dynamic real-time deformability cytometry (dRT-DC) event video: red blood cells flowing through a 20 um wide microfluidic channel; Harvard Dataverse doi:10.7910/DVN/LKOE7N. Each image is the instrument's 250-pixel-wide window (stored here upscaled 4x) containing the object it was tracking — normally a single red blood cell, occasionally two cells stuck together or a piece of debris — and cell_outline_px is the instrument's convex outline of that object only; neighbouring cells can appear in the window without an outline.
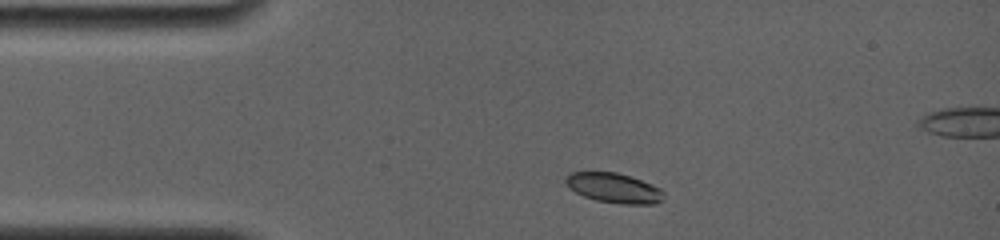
{"species": "common noctule bat (a hibernating species)", "species_latin": "Nyctalus noctula", "temperature_condition": "room temperature", "stored_images_in_passage": 2, "camera_frame_rate_fps": 4000, "um_per_image_px": 0.085, "animal": {"sex": "female", "body_mass_g": 19.0, "forearm_length_mm": 56.7}, "frame": {"image": 1, "passage_image": 1, "time_ms": 0.0, "image_size_px": [1000, 240], "cell_outline_px": [[664, 200], [656, 204], [620, 204], [596, 200], [584, 196], [568, 188], [564, 184], [564, 176], [568, 172], [616, 172], [652, 184], [660, 188], [664, 192]], "centroid_in_image_um": [52.15, 15.98], "position_along_channel_um": 32.8, "area_um2": 17.28}}